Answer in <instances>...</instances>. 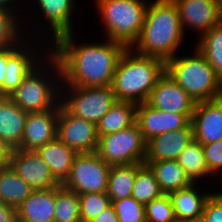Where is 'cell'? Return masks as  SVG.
I'll return each instance as SVG.
<instances>
[{"label": "cell", "mask_w": 222, "mask_h": 222, "mask_svg": "<svg viewBox=\"0 0 222 222\" xmlns=\"http://www.w3.org/2000/svg\"><path fill=\"white\" fill-rule=\"evenodd\" d=\"M72 33L60 36L50 49L61 70L63 85L81 87L111 86L119 58L126 47L119 42L76 44ZM75 40V41H74ZM64 83V84H63Z\"/></svg>", "instance_id": "obj_1"}, {"label": "cell", "mask_w": 222, "mask_h": 222, "mask_svg": "<svg viewBox=\"0 0 222 222\" xmlns=\"http://www.w3.org/2000/svg\"><path fill=\"white\" fill-rule=\"evenodd\" d=\"M183 37L184 31L173 0H154L149 2L140 36L131 48L166 63L176 56Z\"/></svg>", "instance_id": "obj_2"}, {"label": "cell", "mask_w": 222, "mask_h": 222, "mask_svg": "<svg viewBox=\"0 0 222 222\" xmlns=\"http://www.w3.org/2000/svg\"><path fill=\"white\" fill-rule=\"evenodd\" d=\"M165 71L163 60L126 48L119 58L111 83L117 101L146 102Z\"/></svg>", "instance_id": "obj_3"}, {"label": "cell", "mask_w": 222, "mask_h": 222, "mask_svg": "<svg viewBox=\"0 0 222 222\" xmlns=\"http://www.w3.org/2000/svg\"><path fill=\"white\" fill-rule=\"evenodd\" d=\"M49 52L50 49L48 50V54H45L46 56L43 58L44 60H42V64H39L34 70H32L23 79L22 84L8 96L23 111L40 112L59 108L60 106L61 89L59 88H61V70L57 59ZM46 59L47 61H45ZM44 67L52 69L47 71ZM54 78L55 80H53ZM57 78L60 79L58 80ZM57 80L59 81V85Z\"/></svg>", "instance_id": "obj_4"}, {"label": "cell", "mask_w": 222, "mask_h": 222, "mask_svg": "<svg viewBox=\"0 0 222 222\" xmlns=\"http://www.w3.org/2000/svg\"><path fill=\"white\" fill-rule=\"evenodd\" d=\"M165 70L196 102L222 97V79L197 49L194 56L168 60Z\"/></svg>", "instance_id": "obj_5"}, {"label": "cell", "mask_w": 222, "mask_h": 222, "mask_svg": "<svg viewBox=\"0 0 222 222\" xmlns=\"http://www.w3.org/2000/svg\"><path fill=\"white\" fill-rule=\"evenodd\" d=\"M106 39L131 48L140 36L149 2L146 0H96Z\"/></svg>", "instance_id": "obj_6"}, {"label": "cell", "mask_w": 222, "mask_h": 222, "mask_svg": "<svg viewBox=\"0 0 222 222\" xmlns=\"http://www.w3.org/2000/svg\"><path fill=\"white\" fill-rule=\"evenodd\" d=\"M96 153L110 166L144 163L147 141L135 122L123 130L100 136Z\"/></svg>", "instance_id": "obj_7"}, {"label": "cell", "mask_w": 222, "mask_h": 222, "mask_svg": "<svg viewBox=\"0 0 222 222\" xmlns=\"http://www.w3.org/2000/svg\"><path fill=\"white\" fill-rule=\"evenodd\" d=\"M64 86L63 89L60 90L61 93H63L60 94V103L72 115L88 120L94 124H97L109 111V109L117 102L111 86Z\"/></svg>", "instance_id": "obj_8"}, {"label": "cell", "mask_w": 222, "mask_h": 222, "mask_svg": "<svg viewBox=\"0 0 222 222\" xmlns=\"http://www.w3.org/2000/svg\"><path fill=\"white\" fill-rule=\"evenodd\" d=\"M110 168L96 152L77 153L69 177L62 185L78 195L106 193Z\"/></svg>", "instance_id": "obj_9"}, {"label": "cell", "mask_w": 222, "mask_h": 222, "mask_svg": "<svg viewBox=\"0 0 222 222\" xmlns=\"http://www.w3.org/2000/svg\"><path fill=\"white\" fill-rule=\"evenodd\" d=\"M56 137L76 153L96 152L99 139L96 124L72 115L61 103Z\"/></svg>", "instance_id": "obj_10"}, {"label": "cell", "mask_w": 222, "mask_h": 222, "mask_svg": "<svg viewBox=\"0 0 222 222\" xmlns=\"http://www.w3.org/2000/svg\"><path fill=\"white\" fill-rule=\"evenodd\" d=\"M9 165L33 190L50 189L59 185L52 177L49 165L36 151L11 150Z\"/></svg>", "instance_id": "obj_11"}, {"label": "cell", "mask_w": 222, "mask_h": 222, "mask_svg": "<svg viewBox=\"0 0 222 222\" xmlns=\"http://www.w3.org/2000/svg\"><path fill=\"white\" fill-rule=\"evenodd\" d=\"M146 102L156 109L178 114H193L197 103L166 71Z\"/></svg>", "instance_id": "obj_12"}, {"label": "cell", "mask_w": 222, "mask_h": 222, "mask_svg": "<svg viewBox=\"0 0 222 222\" xmlns=\"http://www.w3.org/2000/svg\"><path fill=\"white\" fill-rule=\"evenodd\" d=\"M192 115L165 112L143 102L137 104L136 122L148 141L157 135L185 128L191 122Z\"/></svg>", "instance_id": "obj_13"}, {"label": "cell", "mask_w": 222, "mask_h": 222, "mask_svg": "<svg viewBox=\"0 0 222 222\" xmlns=\"http://www.w3.org/2000/svg\"><path fill=\"white\" fill-rule=\"evenodd\" d=\"M59 108L28 112L20 146L17 149L36 151L56 138Z\"/></svg>", "instance_id": "obj_14"}, {"label": "cell", "mask_w": 222, "mask_h": 222, "mask_svg": "<svg viewBox=\"0 0 222 222\" xmlns=\"http://www.w3.org/2000/svg\"><path fill=\"white\" fill-rule=\"evenodd\" d=\"M193 136L200 144L222 139V97L197 102L191 117Z\"/></svg>", "instance_id": "obj_15"}, {"label": "cell", "mask_w": 222, "mask_h": 222, "mask_svg": "<svg viewBox=\"0 0 222 222\" xmlns=\"http://www.w3.org/2000/svg\"><path fill=\"white\" fill-rule=\"evenodd\" d=\"M183 31L185 27L197 30L199 37L218 24L219 0H173Z\"/></svg>", "instance_id": "obj_16"}, {"label": "cell", "mask_w": 222, "mask_h": 222, "mask_svg": "<svg viewBox=\"0 0 222 222\" xmlns=\"http://www.w3.org/2000/svg\"><path fill=\"white\" fill-rule=\"evenodd\" d=\"M193 139L191 122L185 128L152 137L147 141V153L144 162L176 160Z\"/></svg>", "instance_id": "obj_17"}, {"label": "cell", "mask_w": 222, "mask_h": 222, "mask_svg": "<svg viewBox=\"0 0 222 222\" xmlns=\"http://www.w3.org/2000/svg\"><path fill=\"white\" fill-rule=\"evenodd\" d=\"M195 184L193 182L187 187L168 194L177 222H198L201 220L204 205L211 193L200 194Z\"/></svg>", "instance_id": "obj_18"}, {"label": "cell", "mask_w": 222, "mask_h": 222, "mask_svg": "<svg viewBox=\"0 0 222 222\" xmlns=\"http://www.w3.org/2000/svg\"><path fill=\"white\" fill-rule=\"evenodd\" d=\"M27 114L8 96H0V141L11 150L20 146Z\"/></svg>", "instance_id": "obj_19"}, {"label": "cell", "mask_w": 222, "mask_h": 222, "mask_svg": "<svg viewBox=\"0 0 222 222\" xmlns=\"http://www.w3.org/2000/svg\"><path fill=\"white\" fill-rule=\"evenodd\" d=\"M24 42L25 44L23 43L22 47L20 46L8 58L5 72L6 77L4 80V96H9L11 93H13L22 84L23 79L40 63H42V61L40 60L42 55L40 57H38L39 55H36L40 52L36 51L34 46H32L34 49L30 47V45L27 48V42Z\"/></svg>", "instance_id": "obj_20"}, {"label": "cell", "mask_w": 222, "mask_h": 222, "mask_svg": "<svg viewBox=\"0 0 222 222\" xmlns=\"http://www.w3.org/2000/svg\"><path fill=\"white\" fill-rule=\"evenodd\" d=\"M18 222H54L55 187L33 190L17 208Z\"/></svg>", "instance_id": "obj_21"}, {"label": "cell", "mask_w": 222, "mask_h": 222, "mask_svg": "<svg viewBox=\"0 0 222 222\" xmlns=\"http://www.w3.org/2000/svg\"><path fill=\"white\" fill-rule=\"evenodd\" d=\"M36 153L49 165L55 181L62 185L69 177L77 153L57 137L39 147Z\"/></svg>", "instance_id": "obj_22"}, {"label": "cell", "mask_w": 222, "mask_h": 222, "mask_svg": "<svg viewBox=\"0 0 222 222\" xmlns=\"http://www.w3.org/2000/svg\"><path fill=\"white\" fill-rule=\"evenodd\" d=\"M45 15V21L49 22V30L52 33V40H56L62 35L72 33V14L75 12L77 5L75 0H35ZM76 6V7H75Z\"/></svg>", "instance_id": "obj_23"}, {"label": "cell", "mask_w": 222, "mask_h": 222, "mask_svg": "<svg viewBox=\"0 0 222 222\" xmlns=\"http://www.w3.org/2000/svg\"><path fill=\"white\" fill-rule=\"evenodd\" d=\"M144 163L153 172L163 194H169L193 183L177 160Z\"/></svg>", "instance_id": "obj_24"}, {"label": "cell", "mask_w": 222, "mask_h": 222, "mask_svg": "<svg viewBox=\"0 0 222 222\" xmlns=\"http://www.w3.org/2000/svg\"><path fill=\"white\" fill-rule=\"evenodd\" d=\"M137 104L117 101L96 124L98 137L123 130L136 122Z\"/></svg>", "instance_id": "obj_25"}, {"label": "cell", "mask_w": 222, "mask_h": 222, "mask_svg": "<svg viewBox=\"0 0 222 222\" xmlns=\"http://www.w3.org/2000/svg\"><path fill=\"white\" fill-rule=\"evenodd\" d=\"M32 191L33 188L10 165L0 171V202L17 209Z\"/></svg>", "instance_id": "obj_26"}, {"label": "cell", "mask_w": 222, "mask_h": 222, "mask_svg": "<svg viewBox=\"0 0 222 222\" xmlns=\"http://www.w3.org/2000/svg\"><path fill=\"white\" fill-rule=\"evenodd\" d=\"M136 174L137 163L111 166L106 191L111 203L132 196Z\"/></svg>", "instance_id": "obj_27"}, {"label": "cell", "mask_w": 222, "mask_h": 222, "mask_svg": "<svg viewBox=\"0 0 222 222\" xmlns=\"http://www.w3.org/2000/svg\"><path fill=\"white\" fill-rule=\"evenodd\" d=\"M176 160L192 182L211 175L205 162L202 144L195 139L183 149Z\"/></svg>", "instance_id": "obj_28"}, {"label": "cell", "mask_w": 222, "mask_h": 222, "mask_svg": "<svg viewBox=\"0 0 222 222\" xmlns=\"http://www.w3.org/2000/svg\"><path fill=\"white\" fill-rule=\"evenodd\" d=\"M197 50L208 60L222 79V25H215L199 37Z\"/></svg>", "instance_id": "obj_29"}, {"label": "cell", "mask_w": 222, "mask_h": 222, "mask_svg": "<svg viewBox=\"0 0 222 222\" xmlns=\"http://www.w3.org/2000/svg\"><path fill=\"white\" fill-rule=\"evenodd\" d=\"M80 205L79 197L63 185L55 187V215L54 222H79Z\"/></svg>", "instance_id": "obj_30"}, {"label": "cell", "mask_w": 222, "mask_h": 222, "mask_svg": "<svg viewBox=\"0 0 222 222\" xmlns=\"http://www.w3.org/2000/svg\"><path fill=\"white\" fill-rule=\"evenodd\" d=\"M161 195L163 193L151 169L145 163H137V174L132 197L143 205H146Z\"/></svg>", "instance_id": "obj_31"}, {"label": "cell", "mask_w": 222, "mask_h": 222, "mask_svg": "<svg viewBox=\"0 0 222 222\" xmlns=\"http://www.w3.org/2000/svg\"><path fill=\"white\" fill-rule=\"evenodd\" d=\"M19 14L16 15L15 11H11L0 7V48L16 46L23 42L22 34L19 30Z\"/></svg>", "instance_id": "obj_32"}, {"label": "cell", "mask_w": 222, "mask_h": 222, "mask_svg": "<svg viewBox=\"0 0 222 222\" xmlns=\"http://www.w3.org/2000/svg\"><path fill=\"white\" fill-rule=\"evenodd\" d=\"M81 221L90 222L112 203L107 193L79 194Z\"/></svg>", "instance_id": "obj_33"}, {"label": "cell", "mask_w": 222, "mask_h": 222, "mask_svg": "<svg viewBox=\"0 0 222 222\" xmlns=\"http://www.w3.org/2000/svg\"><path fill=\"white\" fill-rule=\"evenodd\" d=\"M146 222H177L168 194H163L145 205Z\"/></svg>", "instance_id": "obj_34"}, {"label": "cell", "mask_w": 222, "mask_h": 222, "mask_svg": "<svg viewBox=\"0 0 222 222\" xmlns=\"http://www.w3.org/2000/svg\"><path fill=\"white\" fill-rule=\"evenodd\" d=\"M119 222H146L145 205L134 197H127L112 202Z\"/></svg>", "instance_id": "obj_35"}, {"label": "cell", "mask_w": 222, "mask_h": 222, "mask_svg": "<svg viewBox=\"0 0 222 222\" xmlns=\"http://www.w3.org/2000/svg\"><path fill=\"white\" fill-rule=\"evenodd\" d=\"M200 222H222V191L211 192L204 205Z\"/></svg>", "instance_id": "obj_36"}, {"label": "cell", "mask_w": 222, "mask_h": 222, "mask_svg": "<svg viewBox=\"0 0 222 222\" xmlns=\"http://www.w3.org/2000/svg\"><path fill=\"white\" fill-rule=\"evenodd\" d=\"M207 168L213 175L222 170V139L202 145Z\"/></svg>", "instance_id": "obj_37"}, {"label": "cell", "mask_w": 222, "mask_h": 222, "mask_svg": "<svg viewBox=\"0 0 222 222\" xmlns=\"http://www.w3.org/2000/svg\"><path fill=\"white\" fill-rule=\"evenodd\" d=\"M22 43L20 42L16 46L0 48V96H4V80L5 72L8 58L20 47Z\"/></svg>", "instance_id": "obj_38"}, {"label": "cell", "mask_w": 222, "mask_h": 222, "mask_svg": "<svg viewBox=\"0 0 222 222\" xmlns=\"http://www.w3.org/2000/svg\"><path fill=\"white\" fill-rule=\"evenodd\" d=\"M0 222H18L17 209L0 202Z\"/></svg>", "instance_id": "obj_39"}, {"label": "cell", "mask_w": 222, "mask_h": 222, "mask_svg": "<svg viewBox=\"0 0 222 222\" xmlns=\"http://www.w3.org/2000/svg\"><path fill=\"white\" fill-rule=\"evenodd\" d=\"M90 222H119V220L115 209L111 204Z\"/></svg>", "instance_id": "obj_40"}, {"label": "cell", "mask_w": 222, "mask_h": 222, "mask_svg": "<svg viewBox=\"0 0 222 222\" xmlns=\"http://www.w3.org/2000/svg\"><path fill=\"white\" fill-rule=\"evenodd\" d=\"M10 154L11 149L0 141V171L9 165Z\"/></svg>", "instance_id": "obj_41"}, {"label": "cell", "mask_w": 222, "mask_h": 222, "mask_svg": "<svg viewBox=\"0 0 222 222\" xmlns=\"http://www.w3.org/2000/svg\"><path fill=\"white\" fill-rule=\"evenodd\" d=\"M16 2H17L16 0H0V7H3L5 9L11 10V11H13V10L16 11L17 10V9H15L16 4H14ZM18 3H20V0H19V2H17V5H18ZM13 5H14V7H13Z\"/></svg>", "instance_id": "obj_42"}, {"label": "cell", "mask_w": 222, "mask_h": 222, "mask_svg": "<svg viewBox=\"0 0 222 222\" xmlns=\"http://www.w3.org/2000/svg\"><path fill=\"white\" fill-rule=\"evenodd\" d=\"M218 24L222 25V0H219Z\"/></svg>", "instance_id": "obj_43"}]
</instances>
